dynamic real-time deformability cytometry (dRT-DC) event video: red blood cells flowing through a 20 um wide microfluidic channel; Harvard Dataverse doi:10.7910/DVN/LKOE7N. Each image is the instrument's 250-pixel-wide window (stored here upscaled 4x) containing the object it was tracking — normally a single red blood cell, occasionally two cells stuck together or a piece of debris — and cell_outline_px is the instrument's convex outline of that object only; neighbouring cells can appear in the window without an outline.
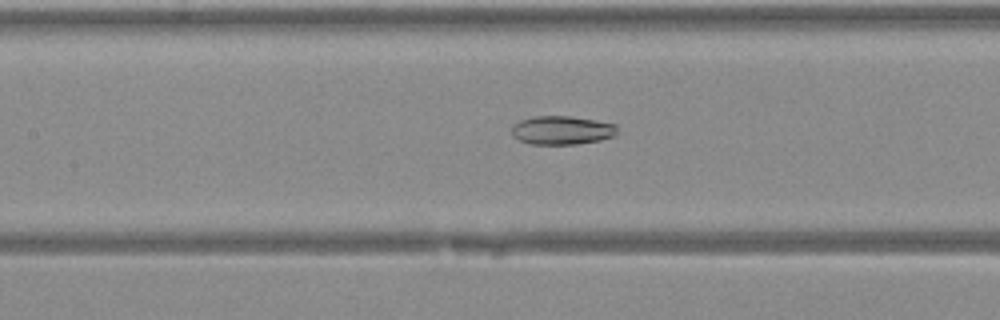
{"species": "Egyptian fruit bat (a non-hibernating species)", "species_latin": "Rousettus aegyptiacus", "temperature_condition": "warm", "stored_images_in_passage": 43, "camera_frame_rate_fps": 3000, "um_per_image_px": 0.085, "animal": {"sex": "female"}, "frame": {"image": 1, "passage_image": 21, "time_ms": 6.667, "image_size_px": [1000, 320], "cell_outline_px": [[616, 136], [600, 140], [576, 144], [532, 144], [520, 140], [512, 136], [512, 124], [520, 120], [532, 116], [572, 116], [596, 120], [616, 124]], "centroid_in_image_um": [47.75, 11.06], "position_along_channel_um": 159.6, "area_um2": 17.74}}
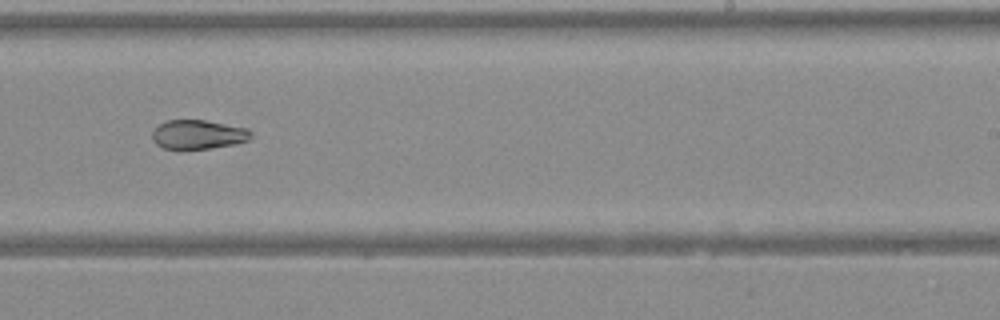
{"frame": {"image": 2, "passage_image": 28, "time_ms": 9.0, "image_size_px": [1000, 320], "cell_outline_px": [[252, 136], [248, 140], [236, 144], [208, 148], [164, 148], [156, 144], [152, 140], [152, 132], [160, 124], [168, 120], [204, 120], [248, 128], [252, 132]], "centroid_in_image_um": [16.87, 11.42], "position_along_channel_um": 272.1, "area_um2": 16.59}}
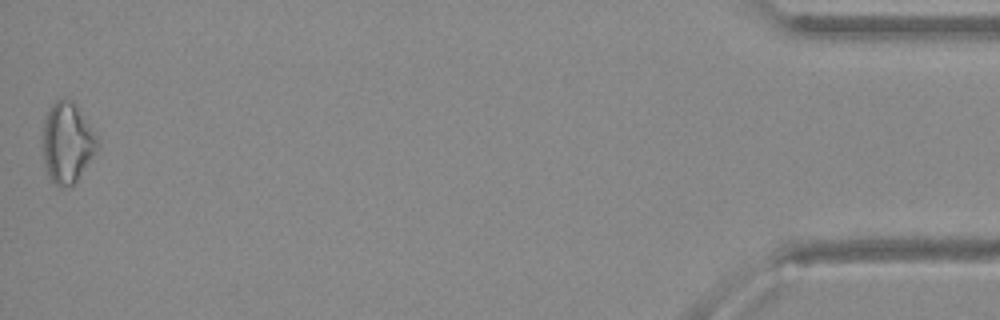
{"frame": {"image": 3, "passage_image": 43, "time_ms": 14.0, "image_size_px": [1000, 320], "cell_outline_px": [[100, 140], [96, 148], [76, 180], [72, 184], [64, 188], [60, 188], [48, 176], [44, 164], [44, 120], [48, 108], [56, 100], [72, 100]], "centroid_in_image_um": [5.69, 12.12], "position_along_channel_um": 429.5, "area_um2": 24.85}}